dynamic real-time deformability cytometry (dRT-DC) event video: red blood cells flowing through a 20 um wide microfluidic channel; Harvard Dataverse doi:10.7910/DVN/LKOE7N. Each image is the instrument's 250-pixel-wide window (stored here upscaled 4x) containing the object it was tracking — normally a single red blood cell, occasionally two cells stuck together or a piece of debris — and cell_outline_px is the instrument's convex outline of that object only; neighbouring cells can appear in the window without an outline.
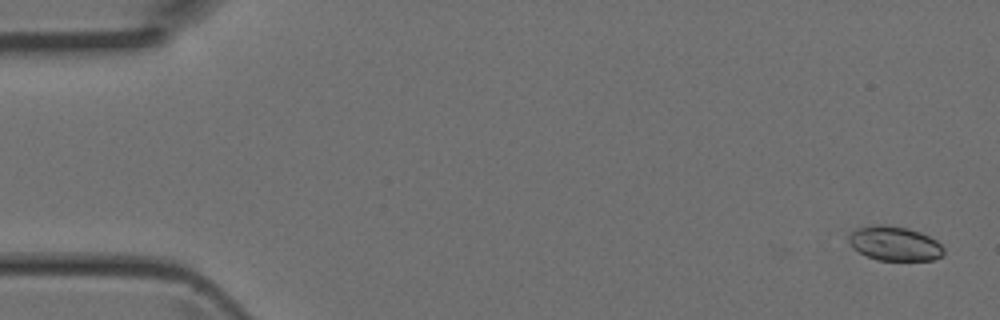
{"species": "Egyptian fruit bat (a non-hibernating species)", "species_latin": "Rousettus aegyptiacus", "temperature_condition": "room temperature", "stored_images_in_passage": 5, "camera_frame_rate_fps": 3000, "um_per_image_px": 0.085, "animal": {"sex": "female"}, "frame": {"image": 1, "passage_image": 1, "time_ms": 0.0, "image_size_px": [1000, 320], "cell_outline_px": [[944, 252], [940, 256], [932, 260], [880, 260], [868, 256], [852, 248], [848, 240], [848, 236], [856, 228], [880, 224], [884, 224], [908, 228], [920, 232], [936, 240], [944, 248]], "centroid_in_image_um": [76.03, 20.69], "position_along_channel_um": 9.0, "area_um2": 18.9}}
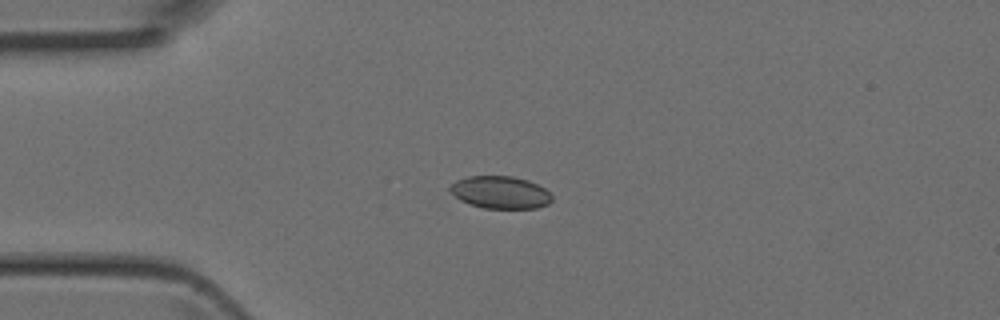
{"frame": {"image": 2, "passage_image": 4, "time_ms": 1.0, "image_size_px": [1000, 320], "cell_outline_px": [[552, 200], [548, 204], [536, 208], [484, 208], [468, 204], [460, 200], [448, 188], [456, 180], [468, 176], [512, 176], [528, 180], [544, 188], [552, 196]], "centroid_in_image_um": [42.52, 16.35], "position_along_channel_um": 42.5, "area_um2": 19.19}}
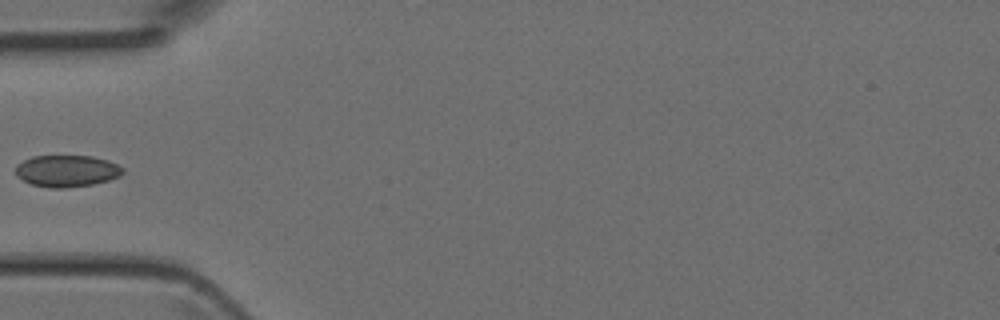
{"frame": {"image": 3, "passage_image": 5, "time_ms": 1.333, "image_size_px": [1000, 320], "cell_outline_px": [[124, 172], [120, 176], [108, 180], [92, 184], [64, 188], [48, 188], [32, 184], [24, 180], [12, 172], [16, 164], [32, 156], [92, 156], [108, 160], [124, 168]], "centroid_in_image_um": [5.65, 14.53], "position_along_channel_um": 79.3, "area_um2": 19.94}}